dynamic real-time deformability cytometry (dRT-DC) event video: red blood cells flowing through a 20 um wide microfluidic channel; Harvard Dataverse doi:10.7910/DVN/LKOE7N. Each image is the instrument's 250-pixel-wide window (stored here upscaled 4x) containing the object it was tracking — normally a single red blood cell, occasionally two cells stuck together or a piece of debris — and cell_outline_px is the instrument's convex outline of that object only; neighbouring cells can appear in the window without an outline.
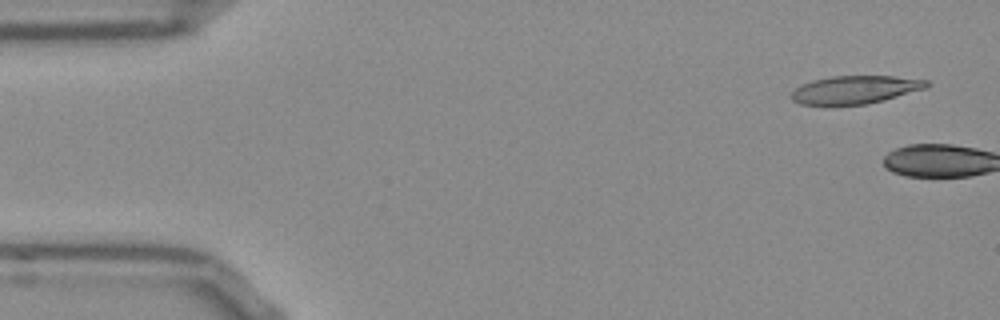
{"species": "Egyptian fruit bat (a non-hibernating species)", "species_latin": "Rousettus aegyptiacus", "temperature_condition": "room temperature", "stored_images_in_passage": 2, "camera_frame_rate_fps": 3000, "um_per_image_px": 0.085, "frame": {"image": 1, "passage_image": 1, "time_ms": 0.0, "image_size_px": [1000, 320], "cell_outline_px": [[928, 84], [924, 88], [884, 100], [864, 104], [800, 104], [792, 100], [792, 92], [796, 88], [812, 80], [832, 76], [892, 76], [928, 80]], "centroid_in_image_um": [72.67, 7.61], "position_along_channel_um": 12.3, "area_um2": 21.56}}